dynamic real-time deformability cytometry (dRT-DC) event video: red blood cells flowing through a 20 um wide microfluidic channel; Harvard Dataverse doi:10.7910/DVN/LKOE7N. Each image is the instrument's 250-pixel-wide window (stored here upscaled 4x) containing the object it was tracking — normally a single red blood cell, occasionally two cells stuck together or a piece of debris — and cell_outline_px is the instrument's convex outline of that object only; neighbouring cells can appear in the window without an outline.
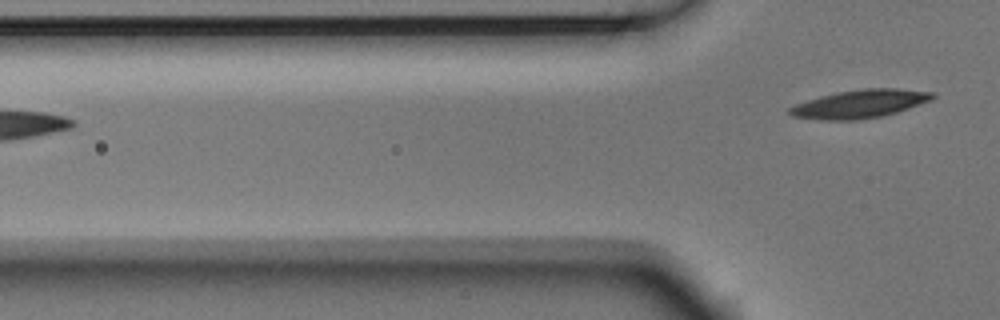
{"species": "Egyptian fruit bat (a non-hibernating species)", "species_latin": "Rousettus aegyptiacus", "temperature_condition": "room temperature", "stored_images_in_passage": 2, "camera_frame_rate_fps": 3000, "um_per_image_px": 0.085, "animal": {"sex": "male"}, "frame": {"image": 1, "passage_image": 2, "time_ms": 0.333, "image_size_px": [1000, 320], "cell_outline_px": [[936, 96], [932, 100], [896, 112], [880, 116], [856, 120], [820, 120], [792, 116], [788, 112], [788, 108], [796, 104], [820, 96], [836, 92], [864, 88], [896, 88], [936, 92]], "centroid_in_image_um": [73.11, 8.82], "position_along_channel_um": 52.7, "area_um2": 23.52}}